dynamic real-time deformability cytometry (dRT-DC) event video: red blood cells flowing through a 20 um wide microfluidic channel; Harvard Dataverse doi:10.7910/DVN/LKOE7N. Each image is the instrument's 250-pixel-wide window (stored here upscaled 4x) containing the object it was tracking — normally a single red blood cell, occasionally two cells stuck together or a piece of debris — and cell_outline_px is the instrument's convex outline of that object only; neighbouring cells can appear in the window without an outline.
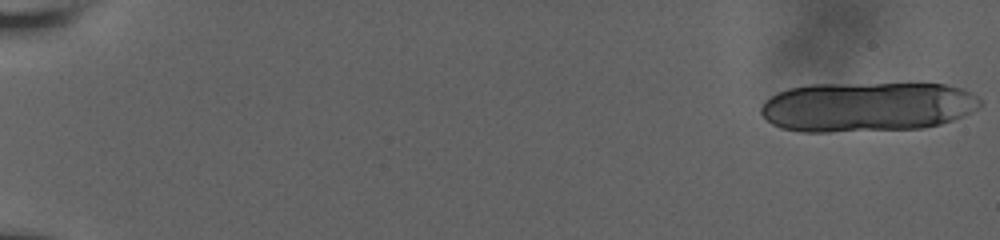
{"species": "human", "species_latin": "Homo sapiens", "temperature_condition": "room temperature", "stored_images_in_passage": 18, "camera_frame_rate_fps": 3000, "um_per_image_px": 0.085, "donor": {"sex": "male"}, "frame": {"image": 1, "passage_image": 1, "time_ms": 0.0, "image_size_px": [1000, 240], "cell_outline_px": [[984, 104], [964, 116], [940, 124], [924, 128], [828, 132], [800, 132], [780, 128], [772, 124], [760, 112], [760, 108], [764, 100], [776, 92], [788, 88], [812, 84], [944, 84], [964, 88], [976, 96]], "centroid_in_image_um": [73.68, 9.08], "position_along_channel_um": 11.3, "area_um2": 64.1}}